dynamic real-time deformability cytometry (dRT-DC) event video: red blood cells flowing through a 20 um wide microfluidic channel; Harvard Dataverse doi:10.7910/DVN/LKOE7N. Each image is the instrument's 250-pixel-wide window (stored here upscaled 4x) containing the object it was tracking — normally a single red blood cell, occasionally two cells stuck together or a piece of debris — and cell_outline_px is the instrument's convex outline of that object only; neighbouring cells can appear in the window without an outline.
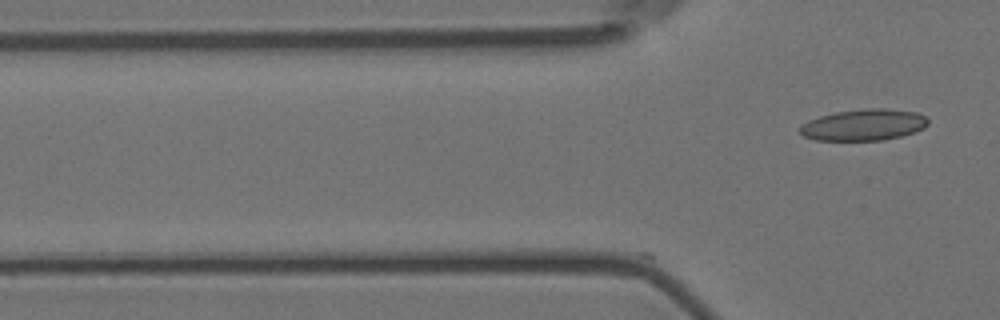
{"species": "Egyptian fruit bat (a non-hibernating species)", "species_latin": "Rousettus aegyptiacus", "temperature_condition": "room temperature", "stored_images_in_passage": 3, "camera_frame_rate_fps": 3000, "um_per_image_px": 0.085, "animal": {"sex": "female"}, "frame": {"image": 1, "passage_image": 3, "time_ms": 0.667, "image_size_px": [1000, 320], "cell_outline_px": [[928, 124], [924, 128], [916, 132], [884, 140], [816, 140], [804, 136], [800, 132], [800, 124], [808, 120], [820, 116], [836, 112], [868, 108], [884, 108], [916, 112], [924, 116], [928, 120]], "centroid_in_image_um": [73.42, 10.61], "position_along_channel_um": 52.4, "area_um2": 23.41}}